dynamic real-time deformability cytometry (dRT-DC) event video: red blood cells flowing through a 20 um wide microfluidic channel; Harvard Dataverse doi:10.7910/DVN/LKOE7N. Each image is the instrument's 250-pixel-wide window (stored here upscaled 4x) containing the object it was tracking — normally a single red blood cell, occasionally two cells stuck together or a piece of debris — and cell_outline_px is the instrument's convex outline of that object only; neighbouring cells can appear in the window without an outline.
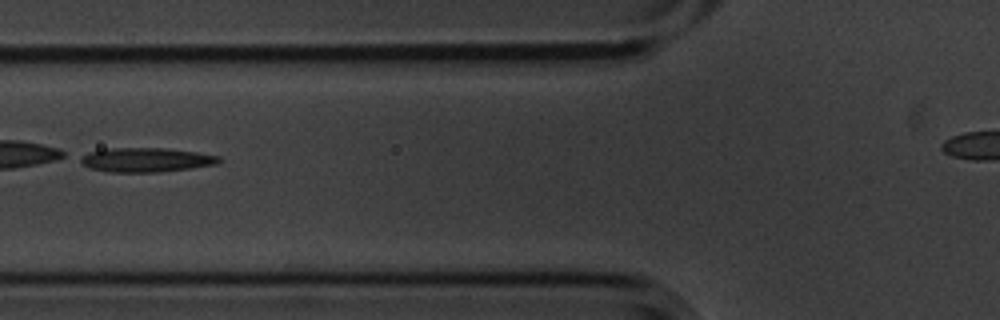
{"species": "common noctule bat (a hibernating species)", "species_latin": "Nyctalus noctula", "temperature_condition": "cold", "stored_images_in_passage": 6, "camera_frame_rate_fps": 3000, "um_per_image_px": 0.085, "animal": {"sex": "male", "body_mass_g": 20.1, "forearm_length_mm": 53.5}, "frame": {"image": 1, "passage_image": 6, "time_ms": 1.667, "image_size_px": [1000, 320], "cell_outline_px": [[220, 160], [216, 164], [160, 172], [108, 172], [88, 168], [80, 160], [80, 156], [88, 152], [104, 148], [168, 148], [196, 152], [220, 156]], "centroid_in_image_um": [12.36, 13.58], "position_along_channel_um": 113.4, "area_um2": 19.59}}